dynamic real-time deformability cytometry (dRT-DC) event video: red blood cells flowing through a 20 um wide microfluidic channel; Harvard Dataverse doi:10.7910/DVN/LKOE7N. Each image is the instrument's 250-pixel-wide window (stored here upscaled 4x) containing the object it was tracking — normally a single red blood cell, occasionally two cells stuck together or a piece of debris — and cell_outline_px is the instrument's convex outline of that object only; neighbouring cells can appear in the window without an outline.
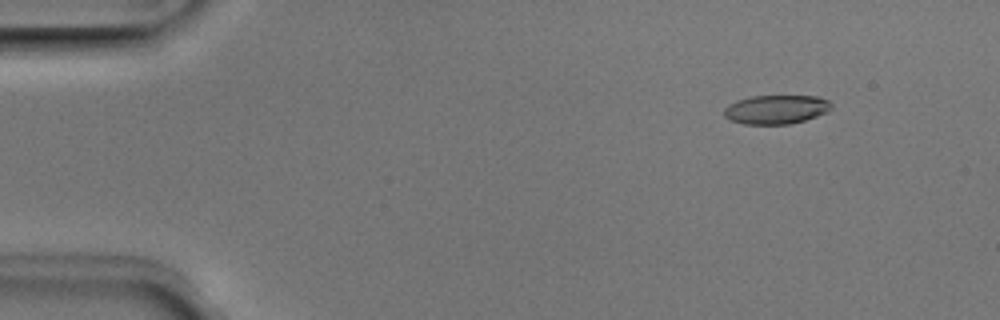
{"species": "Egyptian fruit bat (a non-hibernating species)", "species_latin": "Rousettus aegyptiacus", "temperature_condition": "room temperature", "stored_images_in_passage": 52, "camera_frame_rate_fps": 3000, "um_per_image_px": 0.085, "animal": {"sex": "male"}, "frame": {"image": 1, "passage_image": 6, "time_ms": 1.667, "image_size_px": [1000, 320], "cell_outline_px": [[832, 108], [828, 112], [804, 120], [788, 124], [744, 124], [732, 120], [724, 116], [724, 108], [728, 104], [736, 100], [752, 96], [820, 96], [828, 100], [832, 104]], "centroid_in_image_um": [65.98, 9.29], "position_along_channel_um": 19.0, "area_um2": 18.15}}
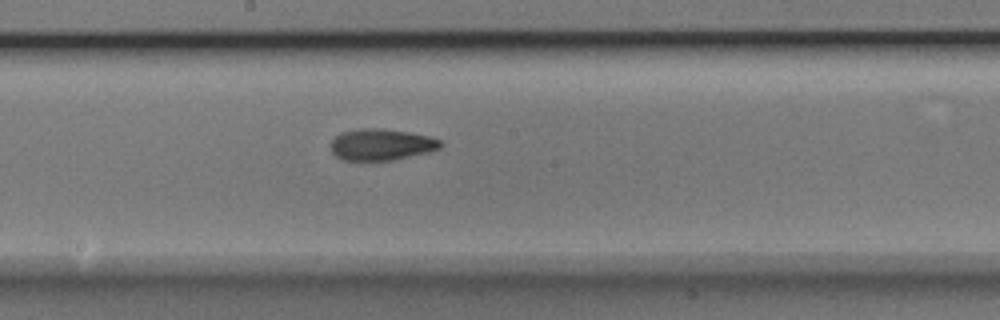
{"frame": {"image": 2, "passage_image": 28, "time_ms": 9.0, "image_size_px": [1000, 320], "cell_outline_px": [[444, 144], [440, 148], [432, 152], [396, 160], [340, 160], [332, 152], [332, 140], [336, 136], [344, 132], [360, 128], [380, 128], [408, 132], [428, 136], [440, 140]], "centroid_in_image_um": [32.46, 12.3], "position_along_channel_um": 215.7, "area_um2": 20.23}}
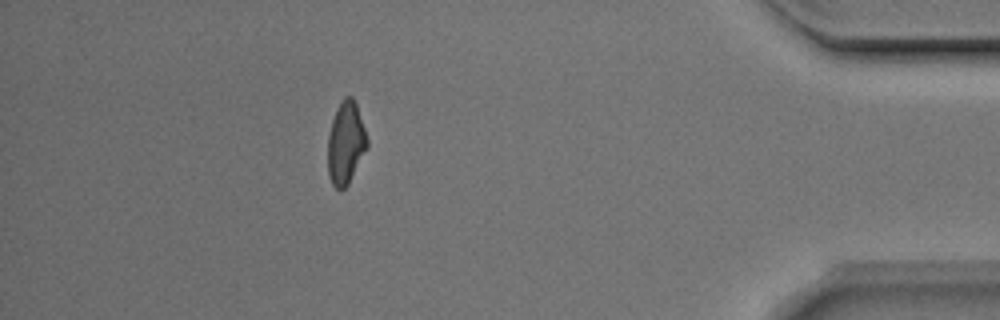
{"frame": {"image": 3, "passage_image": 46, "time_ms": 15.0, "image_size_px": [1000, 320], "cell_outline_px": [[368, 148], [348, 184], [340, 192], [332, 184], [328, 176], [328, 136], [332, 120], [336, 108], [344, 96], [352, 96], [356, 104], [368, 140]], "centroid_in_image_um": [29.38, 12.17], "position_along_channel_um": 405.8, "area_um2": 19.02}, "authors_computed_cell_mechanics": {"area_um2": 19.2185, "velocity_mm_per_s": 3.9595, "shape_relaxation_time_tau1_ms": 4.4137, "shape_relaxation_time_tau2_ms": 3.5329, "deformation_change_tau1": 0.1413, "deformation_change_tau2": 0.1028}}